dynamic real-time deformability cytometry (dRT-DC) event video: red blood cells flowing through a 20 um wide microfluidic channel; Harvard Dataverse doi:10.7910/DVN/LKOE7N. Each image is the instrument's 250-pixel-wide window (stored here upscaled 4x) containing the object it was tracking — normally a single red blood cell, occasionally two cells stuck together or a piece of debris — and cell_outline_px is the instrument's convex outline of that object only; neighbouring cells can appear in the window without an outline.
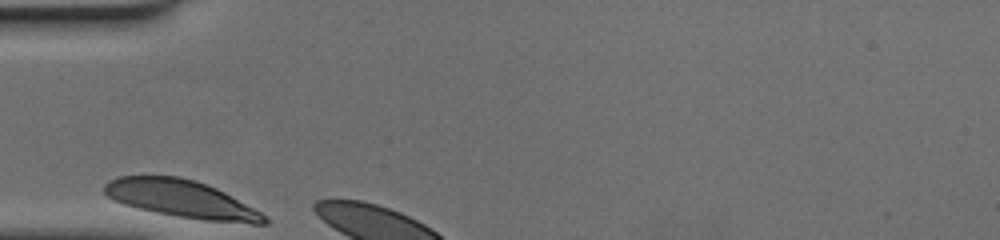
{"species": "human", "species_latin": "Homo sapiens", "temperature_condition": "cold", "stored_images_in_passage": 26, "camera_frame_rate_fps": 3000, "um_per_image_px": 0.085, "donor": {"sex": "female"}, "frame": {"image": 1, "passage_image": 1, "time_ms": 0.0, "image_size_px": [1000, 240], "cell_outline_px": [[272, 220], [268, 224], [252, 224], [204, 220], [156, 212], [124, 204], [108, 196], [104, 192], [104, 184], [108, 180], [120, 176], [176, 176], [192, 180], [216, 188], [224, 192], [268, 216]], "centroid_in_image_um": [15.47, 16.92], "position_along_channel_um": 69.5, "area_um2": 34.51}}